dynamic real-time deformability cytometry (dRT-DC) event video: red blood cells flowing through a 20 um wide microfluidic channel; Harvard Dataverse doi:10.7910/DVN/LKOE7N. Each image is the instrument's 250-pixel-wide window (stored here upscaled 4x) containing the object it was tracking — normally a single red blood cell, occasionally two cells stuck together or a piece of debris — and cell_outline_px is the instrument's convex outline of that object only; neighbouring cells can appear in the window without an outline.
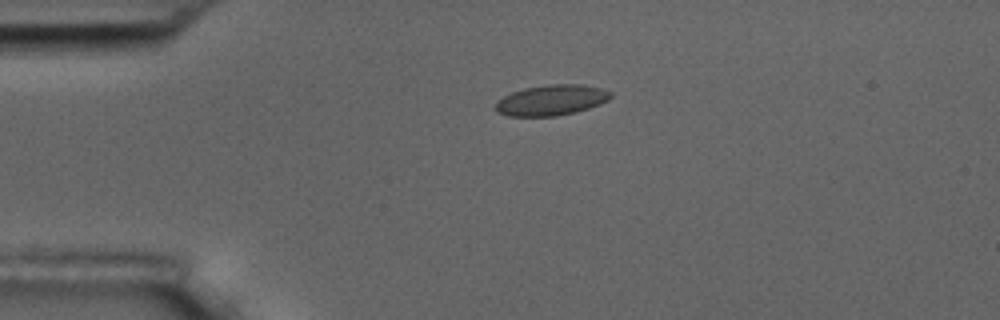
{"species": "common noctule bat (a hibernating species)", "species_latin": "Nyctalus noctula", "temperature_condition": "room temperature", "stored_images_in_passage": 5, "camera_frame_rate_fps": 3000, "um_per_image_px": 0.085, "animal": {"sex": "male", "body_mass_g": 17.5, "forearm_length_mm": 52.3}, "frame": {"image": 1, "passage_image": 3, "time_ms": 3.333, "image_size_px": [1000, 320], "cell_outline_px": [[612, 96], [608, 100], [600, 104], [576, 112], [556, 116], [508, 116], [496, 112], [496, 100], [512, 92], [524, 88], [548, 84], [584, 84], [600, 88], [612, 92]], "centroid_in_image_um": [46.87, 8.51], "position_along_channel_um": 38.1, "area_um2": 20.63}}
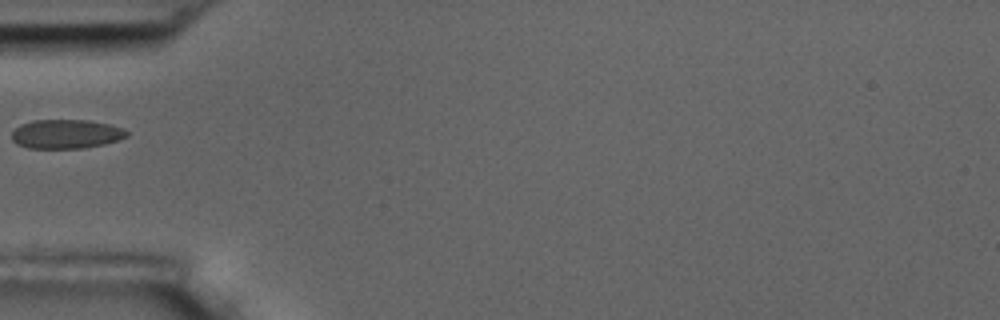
{"frame": {"image": 2, "passage_image": 5, "time_ms": 5.333, "image_size_px": [1000, 320], "cell_outline_px": [[128, 136], [120, 140], [104, 144], [84, 148], [28, 148], [16, 144], [12, 140], [12, 132], [20, 124], [32, 120], [88, 120], [108, 124], [120, 128], [128, 132]], "centroid_in_image_um": [5.6, 11.39], "position_along_channel_um": 79.4, "area_um2": 19.54}}